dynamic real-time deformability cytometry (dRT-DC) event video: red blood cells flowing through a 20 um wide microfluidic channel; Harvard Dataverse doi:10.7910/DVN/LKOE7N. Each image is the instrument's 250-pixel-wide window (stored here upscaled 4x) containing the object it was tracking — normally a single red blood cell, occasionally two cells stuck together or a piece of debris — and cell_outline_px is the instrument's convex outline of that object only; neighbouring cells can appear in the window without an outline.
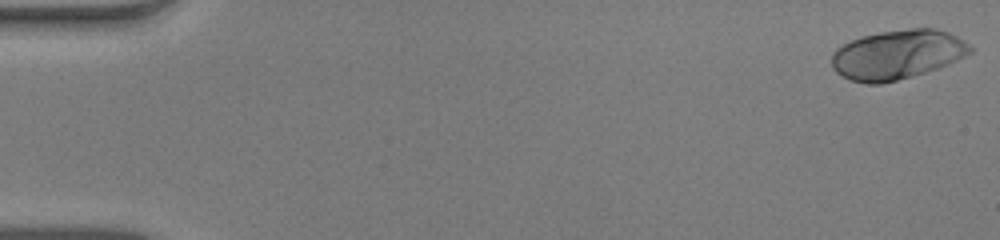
{"species": "human", "species_latin": "Homo sapiens", "temperature_condition": "warm", "stored_images_in_passage": 53, "camera_frame_rate_fps": 3000, "um_per_image_px": 0.085, "donor": {"sex": "male"}, "frame": {"image": 1, "passage_image": 1, "time_ms": 0.0, "image_size_px": [1000, 240], "cell_outline_px": [[972, 52], [948, 64], [912, 76], [880, 84], [868, 84], [852, 80], [836, 72], [832, 68], [832, 52], [836, 48], [860, 36], [880, 32], [908, 28], [932, 28], [948, 32], [964, 40], [972, 48]], "centroid_in_image_um": [76.26, 4.63], "position_along_channel_um": 8.7, "area_um2": 39.59}}
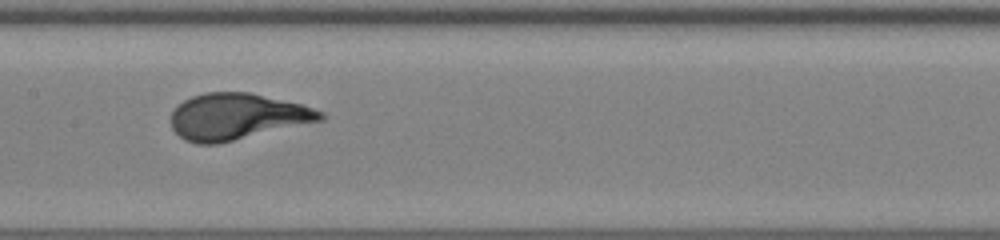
{"frame": {"image": 2, "passage_image": 27, "time_ms": 8.667, "image_size_px": [1000, 240], "cell_outline_px": [[324, 120], [216, 144], [196, 144], [184, 140], [172, 128], [172, 112], [184, 100], [192, 96], [204, 92], [248, 92], [300, 104], [324, 112]], "centroid_in_image_um": [20.13, 9.91], "position_along_channel_um": 187.3, "area_um2": 39.94}}
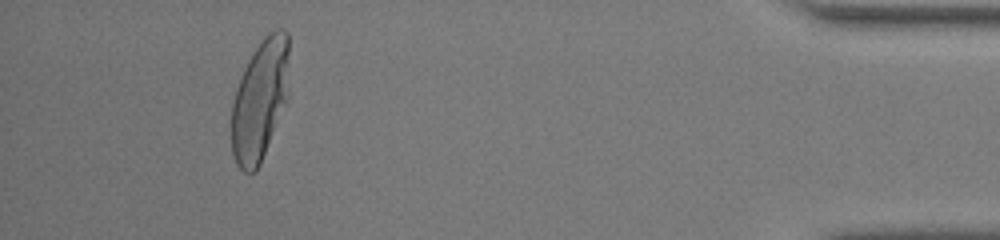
{"frame": {"image": 3, "passage_image": 49, "time_ms": 16.0, "image_size_px": [1000, 240], "cell_outline_px": [[288, 100], [260, 164], [256, 172], [244, 172], [236, 164], [232, 152], [232, 104], [236, 88], [244, 68], [252, 52], [260, 40], [268, 32], [276, 28], [284, 28], [288, 32]], "centroid_in_image_um": [22.11, 8.47], "position_along_channel_um": 413.1, "area_um2": 41.04}}